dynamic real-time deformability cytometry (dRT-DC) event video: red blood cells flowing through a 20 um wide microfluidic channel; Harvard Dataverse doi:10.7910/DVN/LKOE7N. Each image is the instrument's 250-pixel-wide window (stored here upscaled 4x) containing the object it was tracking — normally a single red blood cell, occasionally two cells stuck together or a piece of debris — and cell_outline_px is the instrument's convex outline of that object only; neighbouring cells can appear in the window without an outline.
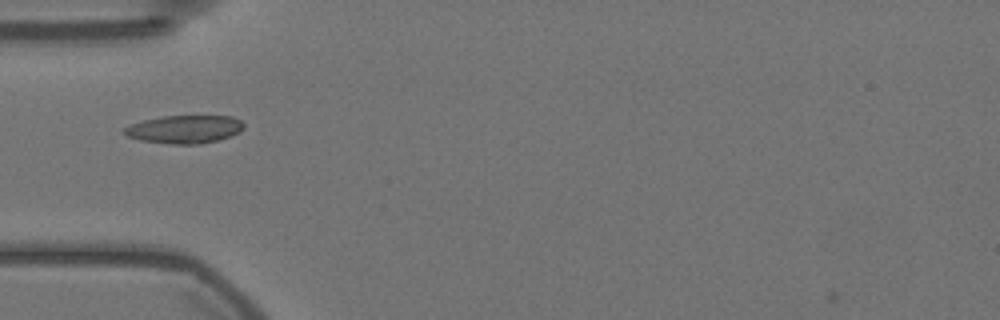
{"species": "Egyptian fruit bat (a non-hibernating species)", "species_latin": "Rousettus aegyptiacus", "temperature_condition": "warm", "stored_images_in_passage": 40, "camera_frame_rate_fps": 3000, "um_per_image_px": 0.085, "animal": {"sex": "female"}, "frame": {"image": 1, "passage_image": 1, "time_ms": 0.0, "image_size_px": [1000, 320], "cell_outline_px": [[244, 128], [240, 132], [232, 136], [200, 144], [172, 144], [140, 140], [128, 136], [124, 132], [124, 128], [132, 124], [144, 120], [164, 116], [232, 116], [240, 120], [244, 124]], "centroid_in_image_um": [15.73, 10.99], "position_along_channel_um": 69.3, "area_um2": 19.42}}
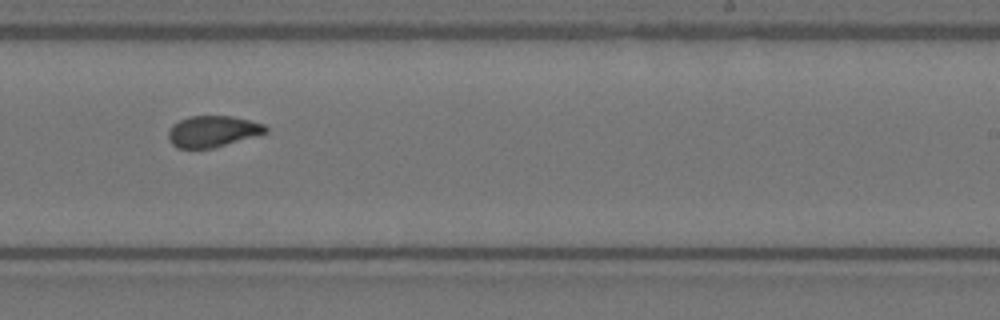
{"frame": {"image": 2, "passage_image": 18, "time_ms": 5.667, "image_size_px": [1000, 320], "cell_outline_px": [[268, 132], [212, 148], [176, 148], [168, 140], [168, 132], [172, 124], [188, 116], [232, 116], [264, 124], [268, 128]], "centroid_in_image_um": [18.04, 11.16], "position_along_channel_um": 271.0, "area_um2": 17.63}}
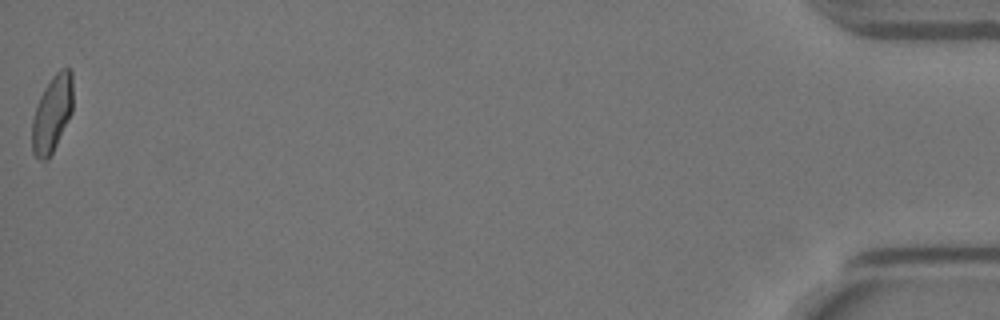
{"frame": {"image": 3, "passage_image": 40, "time_ms": 13.0, "image_size_px": [1000, 320], "cell_outline_px": [[72, 112], [52, 152], [44, 164], [32, 152], [32, 120], [40, 96], [44, 88], [52, 76], [60, 68], [68, 68], [72, 72]], "centroid_in_image_um": [4.42, 9.66], "position_along_channel_um": 430.8, "area_um2": 18.15}, "authors_computed_cell_mechanics": {"area_um2": 18.207, "velocity_mm_per_s": 3.5491, "shape_relaxation_time_tau1_ms": 7.2287, "shape_relaxation_time_tau2_ms": 1.909, "deformation_change_tau1": 0.1449, "deformation_change_tau2": 0.0782}}